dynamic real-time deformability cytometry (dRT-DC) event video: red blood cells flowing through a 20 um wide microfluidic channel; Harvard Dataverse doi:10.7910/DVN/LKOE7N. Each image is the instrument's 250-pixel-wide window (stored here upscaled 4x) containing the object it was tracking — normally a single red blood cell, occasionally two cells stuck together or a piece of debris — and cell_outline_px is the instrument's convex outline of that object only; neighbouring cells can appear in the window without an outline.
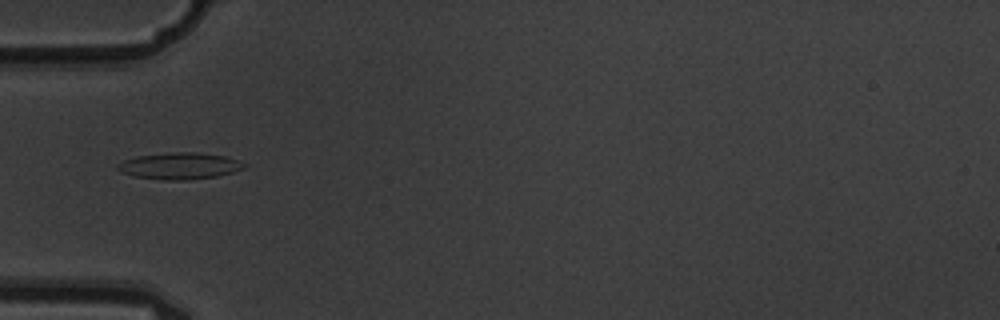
{"species": "common noctule bat (a hibernating species)", "species_latin": "Nyctalus noctula", "temperature_condition": "warm", "stored_images_in_passage": 4, "camera_frame_rate_fps": 3000, "um_per_image_px": 0.085, "animal": {"sex": "male", "body_mass_g": 19.5, "forearm_length_mm": 54.6}, "frame": {"image": 1, "passage_image": 4, "time_ms": 1.0, "image_size_px": [1000, 320], "cell_outline_px": [[248, 164], [244, 168], [232, 172], [216, 176], [188, 180], [160, 180], [132, 176], [120, 172], [116, 168], [116, 164], [124, 160], [136, 156], [168, 152], [196, 152], [224, 156], [240, 160]], "centroid_in_image_um": [15.24, 14.1], "position_along_channel_um": 69.8, "area_um2": 19.88}}